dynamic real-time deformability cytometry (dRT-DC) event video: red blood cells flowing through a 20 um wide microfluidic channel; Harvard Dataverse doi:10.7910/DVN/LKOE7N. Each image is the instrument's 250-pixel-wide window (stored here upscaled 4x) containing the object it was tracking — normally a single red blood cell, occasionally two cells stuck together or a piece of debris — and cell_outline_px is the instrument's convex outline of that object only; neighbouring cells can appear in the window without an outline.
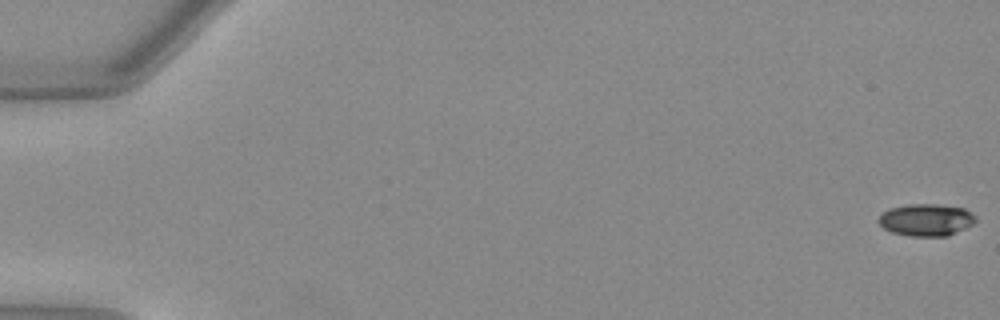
{"species": "Egyptian fruit bat (a non-hibernating species)", "species_latin": "Rousettus aegyptiacus", "temperature_condition": "warm", "stored_images_in_passage": 12, "camera_frame_rate_fps": 3000, "um_per_image_px": 0.085, "animal": {"sex": "female"}, "frame": {"image": 1, "passage_image": 1, "time_ms": 0.0, "image_size_px": [1000, 320], "cell_outline_px": [[976, 220], [972, 224], [948, 236], [912, 236], [892, 232], [884, 228], [876, 220], [884, 212], [892, 208], [908, 204], [936, 204], [964, 208], [976, 216]], "centroid_in_image_um": [78.73, 18.69], "position_along_channel_um": 6.3, "area_um2": 17.98}}